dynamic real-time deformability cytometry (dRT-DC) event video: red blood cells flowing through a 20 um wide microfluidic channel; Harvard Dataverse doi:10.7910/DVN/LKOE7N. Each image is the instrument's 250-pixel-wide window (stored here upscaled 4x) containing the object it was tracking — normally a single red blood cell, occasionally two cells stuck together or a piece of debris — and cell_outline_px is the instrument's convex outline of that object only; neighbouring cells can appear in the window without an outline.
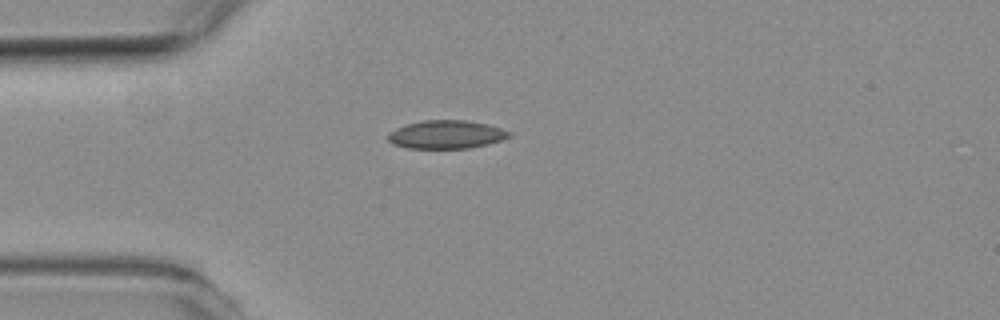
{"species": "common noctule bat (a hibernating species)", "species_latin": "Nyctalus noctula", "temperature_condition": "room temperature", "stored_images_in_passage": 1, "camera_frame_rate_fps": 3000, "um_per_image_px": 0.085, "animal": {"sex": "female", "body_mass_g": 19.3, "forearm_length_mm": 54.1}, "frame": {"image": 1, "passage_image": 1, "time_ms": 0.0, "image_size_px": [1000, 320], "cell_outline_px": [[512, 136], [488, 144], [468, 148], [408, 148], [392, 144], [388, 140], [388, 136], [396, 128], [408, 124], [424, 120], [468, 120], [488, 124], [512, 132]], "centroid_in_image_um": [37.97, 11.43], "position_along_channel_um": 47.0, "area_um2": 19.88}}